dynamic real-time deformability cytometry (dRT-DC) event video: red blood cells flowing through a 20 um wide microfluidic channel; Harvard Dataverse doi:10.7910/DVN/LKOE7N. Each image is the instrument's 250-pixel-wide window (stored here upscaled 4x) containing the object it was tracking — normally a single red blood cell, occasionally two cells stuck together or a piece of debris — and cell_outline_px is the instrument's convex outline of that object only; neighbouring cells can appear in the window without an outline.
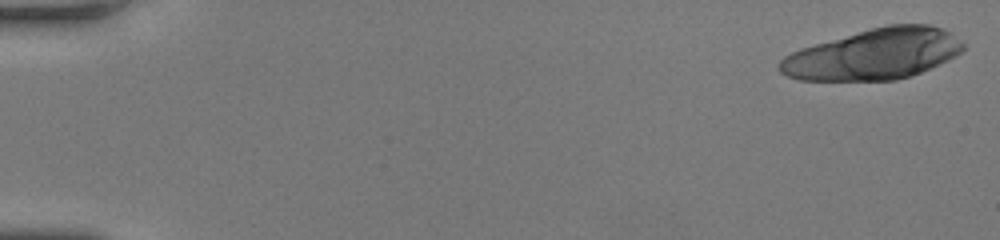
{"species": "human", "species_latin": "Homo sapiens", "temperature_condition": "room temperature", "stored_images_in_passage": 9, "camera_frame_rate_fps": 3000, "um_per_image_px": 0.085, "donor": {"sex": "female"}, "frame": {"image": 1, "passage_image": 1, "time_ms": 0.0, "image_size_px": [1000, 240], "cell_outline_px": [[964, 48], [956, 56], [948, 60], [912, 76], [896, 80], [800, 80], [788, 76], [780, 72], [780, 60], [784, 56], [800, 48], [872, 28], [888, 24], [932, 24], [948, 32], [960, 40], [964, 44]], "centroid_in_image_um": [74.29, 4.61], "position_along_channel_um": 10.7, "area_um2": 53.93}}